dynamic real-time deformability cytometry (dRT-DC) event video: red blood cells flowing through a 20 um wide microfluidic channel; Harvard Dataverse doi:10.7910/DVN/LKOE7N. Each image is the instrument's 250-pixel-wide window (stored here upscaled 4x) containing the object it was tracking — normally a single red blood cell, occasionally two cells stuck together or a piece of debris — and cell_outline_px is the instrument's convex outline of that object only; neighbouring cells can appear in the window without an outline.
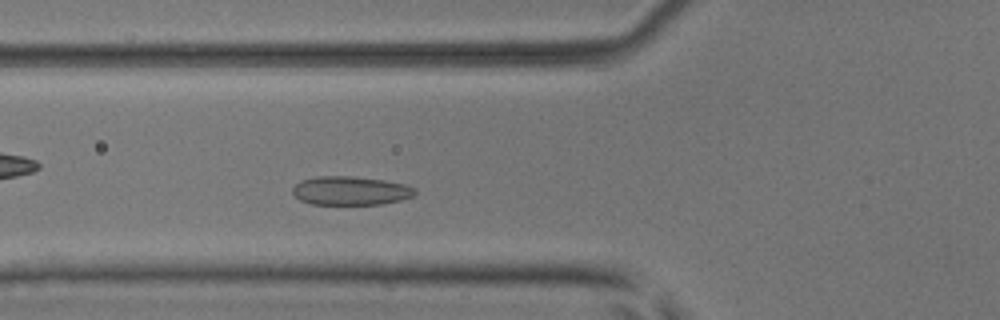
{"species": "common noctule bat (a hibernating species)", "species_latin": "Nyctalus noctula", "temperature_condition": "room temperature", "stored_images_in_passage": 4, "camera_frame_rate_fps": 3000, "um_per_image_px": 0.085, "animal": {"sex": "male", "body_mass_g": 17.9, "forearm_length_mm": 54.2}, "frame": {"image": 1, "passage_image": 4, "time_ms": 1.0, "image_size_px": [1000, 320], "cell_outline_px": [[416, 192], [412, 196], [400, 200], [384, 204], [312, 204], [300, 200], [292, 192], [292, 188], [300, 180], [316, 176], [348, 176], [384, 180], [404, 184], [416, 188]], "centroid_in_image_um": [29.78, 16.21], "position_along_channel_um": 96.0, "area_um2": 20.46}}